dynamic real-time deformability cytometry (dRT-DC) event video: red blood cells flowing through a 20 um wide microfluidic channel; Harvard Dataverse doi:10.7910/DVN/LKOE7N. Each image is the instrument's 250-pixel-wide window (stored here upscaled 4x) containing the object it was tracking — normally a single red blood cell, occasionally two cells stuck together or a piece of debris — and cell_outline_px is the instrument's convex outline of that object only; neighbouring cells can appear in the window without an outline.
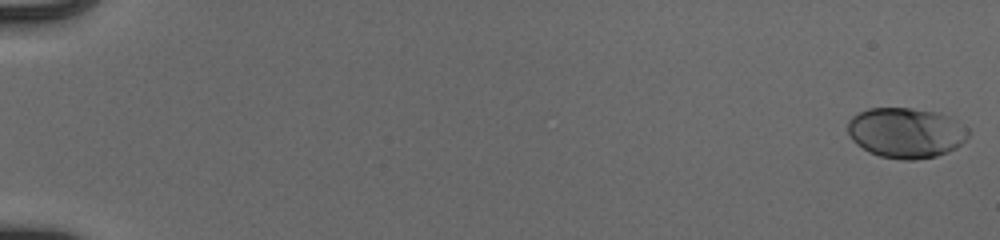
{"species": "human", "species_latin": "Homo sapiens", "temperature_condition": "cold", "stored_images_in_passage": 54, "camera_frame_rate_fps": 3000, "um_per_image_px": 0.085, "donor": {"sex": "male"}, "frame": {"image": 1, "passage_image": 1, "time_ms": 0.0, "image_size_px": [1000, 240], "cell_outline_px": [[968, 136], [956, 148], [948, 152], [936, 156], [916, 160], [904, 160], [880, 156], [868, 152], [856, 144], [852, 140], [848, 132], [848, 120], [852, 116], [868, 108], [912, 108], [940, 112], [956, 120], [968, 128]], "centroid_in_image_um": [77.0, 11.28], "position_along_channel_um": 8.0, "area_um2": 35.55}}
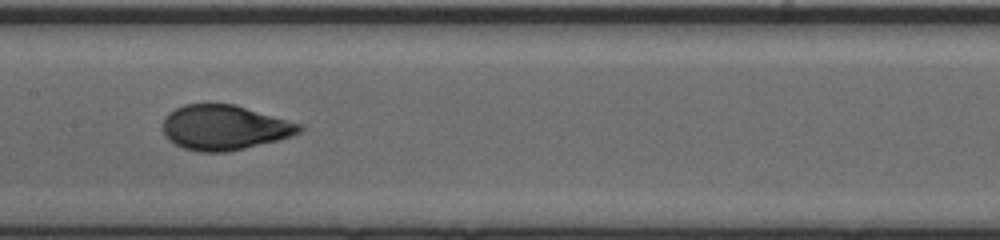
{"frame": {"image": 2, "passage_image": 30, "time_ms": 9.667, "image_size_px": [1000, 240], "cell_outline_px": [[304, 128], [300, 132], [292, 136], [228, 152], [200, 152], [184, 148], [168, 140], [164, 136], [164, 120], [168, 112], [184, 104], [236, 104], [304, 124]], "centroid_in_image_um": [19.1, 10.83], "position_along_channel_um": 188.3, "area_um2": 35.89}}
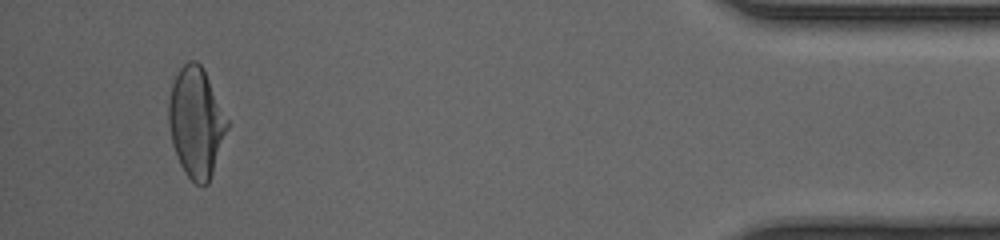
{"frame": {"image": 3, "passage_image": 52, "time_ms": 17.0, "image_size_px": [1000, 240], "cell_outline_px": [[228, 128], [208, 184], [196, 184], [184, 172], [180, 164], [172, 144], [168, 124], [168, 100], [172, 84], [180, 68], [188, 60], [196, 60], [200, 64], [228, 120]], "centroid_in_image_um": [16.64, 10.41], "position_along_channel_um": 418.6, "area_um2": 36.93}, "authors_computed_cell_mechanics": {"area_um2": 35.6626, "velocity_mm_per_s": 3.9549, "shape_relaxation_time_tau1_ms": 4.0907, "shape_relaxation_time_tau2_ms": null, "deformation_change_tau1": 0.1762, "deformation_change_tau2": null}}